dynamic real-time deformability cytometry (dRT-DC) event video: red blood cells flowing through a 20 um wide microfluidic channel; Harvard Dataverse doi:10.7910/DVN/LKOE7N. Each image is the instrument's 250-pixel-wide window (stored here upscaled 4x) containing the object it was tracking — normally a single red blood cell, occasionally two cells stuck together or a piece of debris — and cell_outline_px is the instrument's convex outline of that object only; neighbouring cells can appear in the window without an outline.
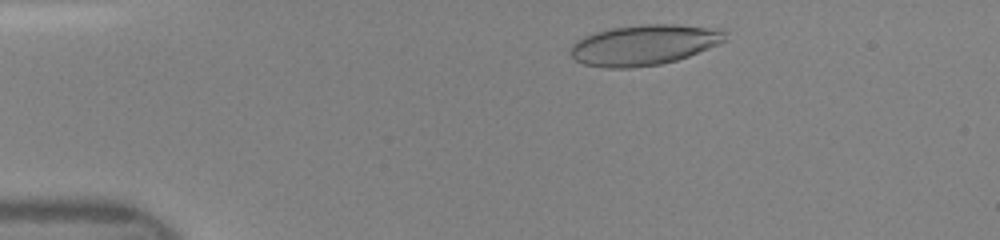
{"species": "human", "species_latin": "Homo sapiens", "temperature_condition": "room temperature", "stored_images_in_passage": 43, "camera_frame_rate_fps": 3000, "um_per_image_px": 0.085, "donor": {"sex": "female"}, "frame": {"image": 1, "passage_image": 5, "time_ms": 1.333, "image_size_px": [1000, 240], "cell_outline_px": [[728, 40], [688, 56], [676, 60], [660, 64], [628, 68], [604, 68], [584, 64], [576, 60], [568, 52], [572, 44], [576, 40], [584, 36], [596, 32], [612, 28], [644, 24], [672, 24], [724, 28], [728, 32]], "centroid_in_image_um": [54.78, 3.81], "position_along_channel_um": 30.2, "area_um2": 36.76}}
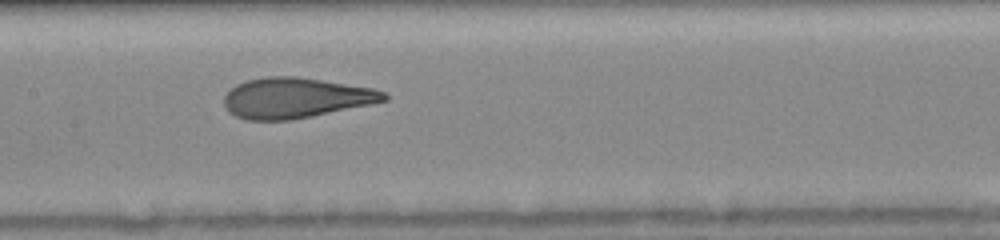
{"frame": {"image": 2, "passage_image": 20, "time_ms": 6.333, "image_size_px": [1000, 240], "cell_outline_px": [[388, 100], [312, 116], [288, 120], [248, 120], [236, 116], [228, 112], [224, 104], [224, 96], [236, 84], [248, 80], [268, 76], [296, 76], [372, 88], [384, 92], [388, 96]], "centroid_in_image_um": [25.09, 8.32], "position_along_channel_um": 182.3, "area_um2": 37.28}}
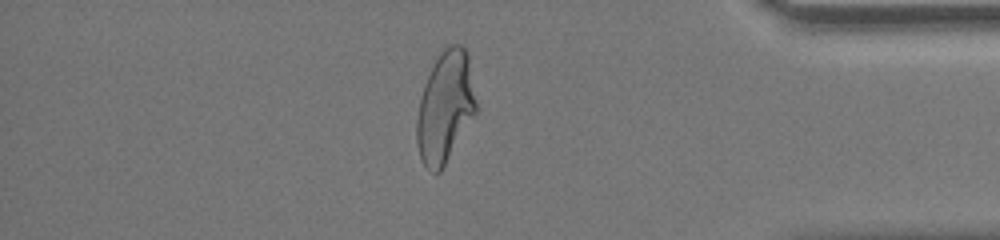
{"frame": {"image": 3, "passage_image": 37, "time_ms": 12.0, "image_size_px": [1000, 240], "cell_outline_px": [[476, 112], [440, 172], [436, 176], [424, 164], [420, 156], [416, 140], [416, 120], [420, 96], [424, 84], [444, 44], [460, 44], [468, 52], [476, 100]], "centroid_in_image_um": [37.83, 9.07], "position_along_channel_um": 397.4, "area_um2": 38.38}}